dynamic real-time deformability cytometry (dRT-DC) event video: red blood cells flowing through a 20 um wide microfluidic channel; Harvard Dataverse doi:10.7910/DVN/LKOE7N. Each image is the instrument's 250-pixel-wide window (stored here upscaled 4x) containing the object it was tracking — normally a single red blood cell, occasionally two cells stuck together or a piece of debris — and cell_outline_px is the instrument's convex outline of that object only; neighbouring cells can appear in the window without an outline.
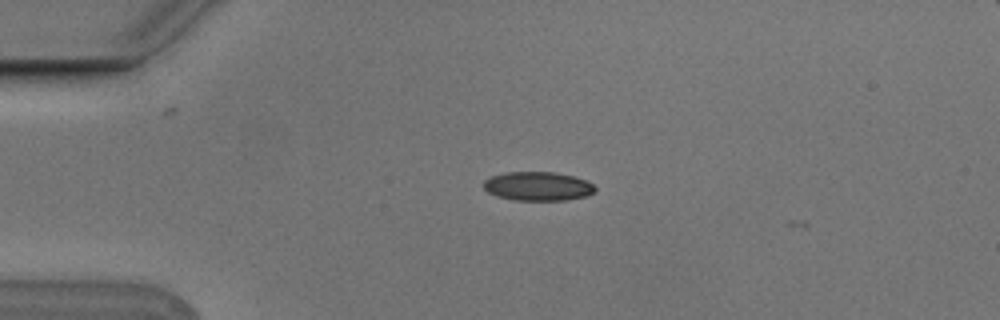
{"species": "Egyptian fruit bat (a non-hibernating species)", "species_latin": "Rousettus aegyptiacus", "temperature_condition": "cold", "stored_images_in_passage": 3, "camera_frame_rate_fps": 3000, "um_per_image_px": 0.085, "animal": {"sex": "male"}, "frame": {"image": 1, "passage_image": 1, "time_ms": 0.0, "image_size_px": [1000, 320], "cell_outline_px": [[596, 192], [588, 196], [564, 200], [512, 200], [496, 196], [488, 192], [484, 188], [484, 180], [492, 176], [504, 172], [556, 172], [572, 176], [584, 180], [592, 184], [596, 188]], "centroid_in_image_um": [45.72, 15.83], "position_along_channel_um": 39.3, "area_um2": 18.84}}